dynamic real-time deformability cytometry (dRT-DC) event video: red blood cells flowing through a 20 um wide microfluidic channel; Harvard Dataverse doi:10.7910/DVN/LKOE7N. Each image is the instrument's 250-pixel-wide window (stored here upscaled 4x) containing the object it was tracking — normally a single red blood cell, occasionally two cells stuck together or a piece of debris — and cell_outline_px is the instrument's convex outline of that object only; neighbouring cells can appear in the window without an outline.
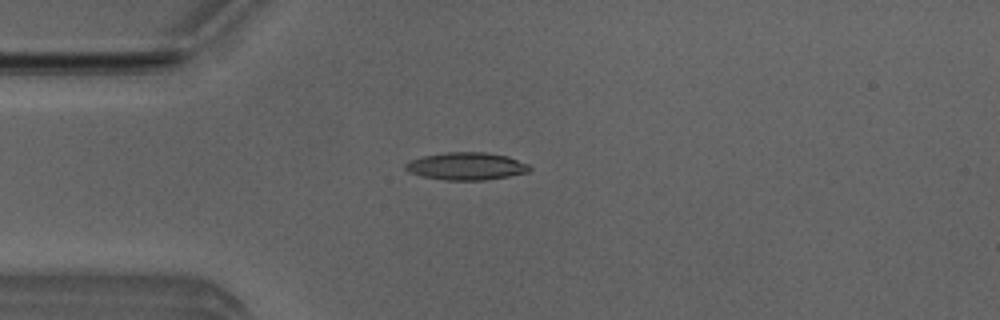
{"species": "Egyptian fruit bat (a non-hibernating species)", "species_latin": "Rousettus aegyptiacus", "temperature_condition": "room temperature", "stored_images_in_passage": 11, "camera_frame_rate_fps": 3000, "um_per_image_px": 0.085, "animal": {"sex": "male"}, "frame": {"image": 1, "passage_image": 2, "time_ms": 0.333, "image_size_px": [1000, 320], "cell_outline_px": [[532, 168], [528, 172], [508, 176], [484, 180], [444, 180], [420, 176], [408, 172], [404, 168], [404, 164], [408, 160], [424, 156], [444, 152], [484, 152], [508, 156], [528, 164]], "centroid_in_image_um": [39.6, 14.12], "position_along_channel_um": 45.4, "area_um2": 20.06}}